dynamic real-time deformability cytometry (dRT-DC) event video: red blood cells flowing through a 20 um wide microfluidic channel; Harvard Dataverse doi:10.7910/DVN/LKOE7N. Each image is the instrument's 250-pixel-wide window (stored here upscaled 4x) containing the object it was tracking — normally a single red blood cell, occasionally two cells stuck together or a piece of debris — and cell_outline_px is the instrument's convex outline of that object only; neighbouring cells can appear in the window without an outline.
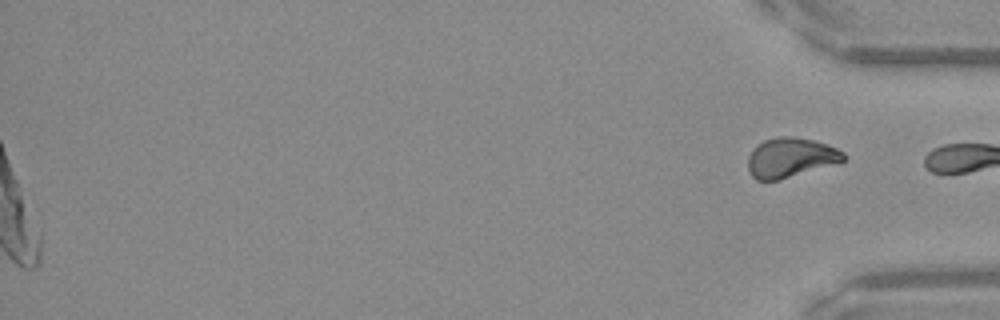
{"species": "Egyptian fruit bat (a non-hibernating species)", "species_latin": "Rousettus aegyptiacus", "temperature_condition": "warm", "stored_images_in_passage": 52, "segment_of_instrument_passage": [2, 2], "camera_frame_rate_fps": 3000, "um_per_image_px": 0.085, "frame": {"image": 1, "passage_image": 52, "time_ms": 17.0, "image_size_px": [1000, 320], "cell_outline_px": [[844, 160], [780, 180], [756, 180], [752, 176], [748, 168], [748, 156], [752, 148], [756, 144], [764, 140], [776, 136], [796, 136], [812, 140], [836, 148], [844, 152]], "centroid_in_image_um": [67.12, 13.38], "position_along_channel_um": 368.1, "area_um2": 21.91}}